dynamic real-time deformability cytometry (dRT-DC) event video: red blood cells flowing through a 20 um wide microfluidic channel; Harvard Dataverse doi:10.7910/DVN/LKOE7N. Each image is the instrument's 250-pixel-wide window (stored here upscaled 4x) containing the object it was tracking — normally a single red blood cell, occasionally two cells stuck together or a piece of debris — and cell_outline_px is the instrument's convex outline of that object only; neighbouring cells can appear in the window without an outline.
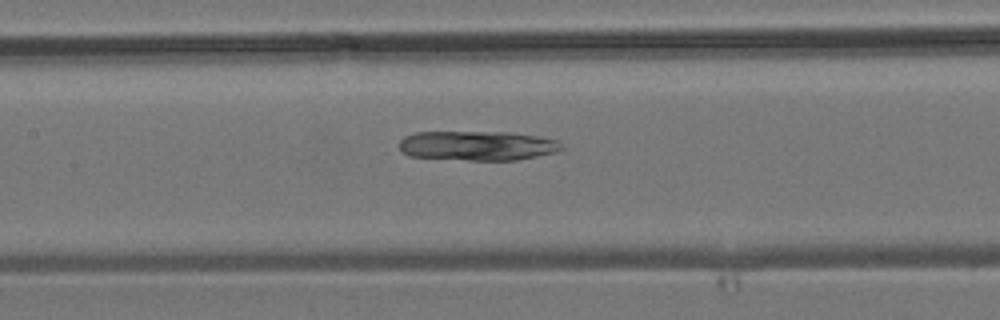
{"species": "common noctule bat (a hibernating species)", "species_latin": "Nyctalus noctula", "temperature_condition": "room temperature", "stored_images_in_passage": 7, "camera_frame_rate_fps": 3000, "um_per_image_px": 0.085, "animal": {"sex": "male", "body_mass_g": 19.2, "forearm_length_mm": 51.8}, "frame": {"image": 1, "passage_image": 7, "time_ms": 8.0, "image_size_px": [1000, 320], "cell_outline_px": [[564, 148], [556, 152], [516, 160], [468, 160], [408, 156], [400, 148], [400, 140], [404, 136], [416, 132], [508, 132], [536, 136], [556, 140]], "centroid_in_image_um": [40.56, 12.38], "position_along_channel_um": 166.8, "area_um2": 27.8}}